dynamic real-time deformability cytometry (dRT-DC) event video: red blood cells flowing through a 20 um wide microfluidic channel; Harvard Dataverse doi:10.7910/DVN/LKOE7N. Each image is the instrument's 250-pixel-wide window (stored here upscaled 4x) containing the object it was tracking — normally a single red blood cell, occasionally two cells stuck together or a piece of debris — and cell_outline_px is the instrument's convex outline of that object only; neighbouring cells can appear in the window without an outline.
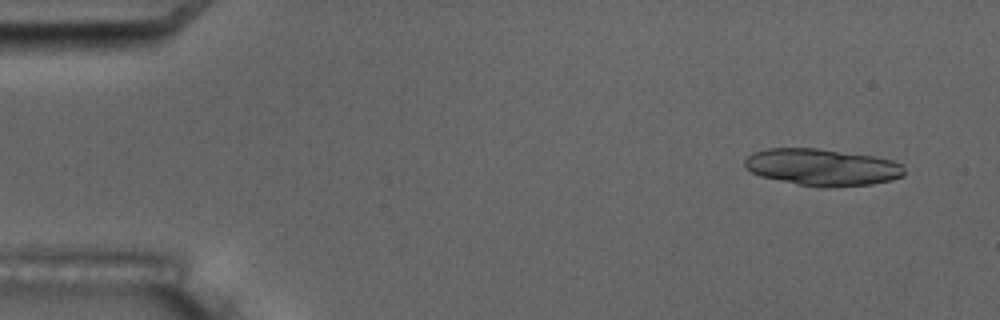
{"species": "common noctule bat (a hibernating species)", "species_latin": "Nyctalus noctula", "temperature_condition": "room temperature", "stored_images_in_passage": 3, "camera_frame_rate_fps": 3000, "um_per_image_px": 0.085, "animal": {"sex": "male", "body_mass_g": 17.5, "forearm_length_mm": 52.3}, "frame": {"image": 1, "passage_image": 1, "time_ms": 0.0, "image_size_px": [1000, 320], "cell_outline_px": [[904, 176], [892, 180], [872, 184], [832, 188], [824, 188], [800, 184], [760, 176], [744, 168], [744, 160], [748, 156], [756, 152], [768, 148], [820, 148], [876, 156], [892, 160], [904, 164]], "centroid_in_image_um": [69.94, 14.21], "position_along_channel_um": 15.1, "area_um2": 34.62}}